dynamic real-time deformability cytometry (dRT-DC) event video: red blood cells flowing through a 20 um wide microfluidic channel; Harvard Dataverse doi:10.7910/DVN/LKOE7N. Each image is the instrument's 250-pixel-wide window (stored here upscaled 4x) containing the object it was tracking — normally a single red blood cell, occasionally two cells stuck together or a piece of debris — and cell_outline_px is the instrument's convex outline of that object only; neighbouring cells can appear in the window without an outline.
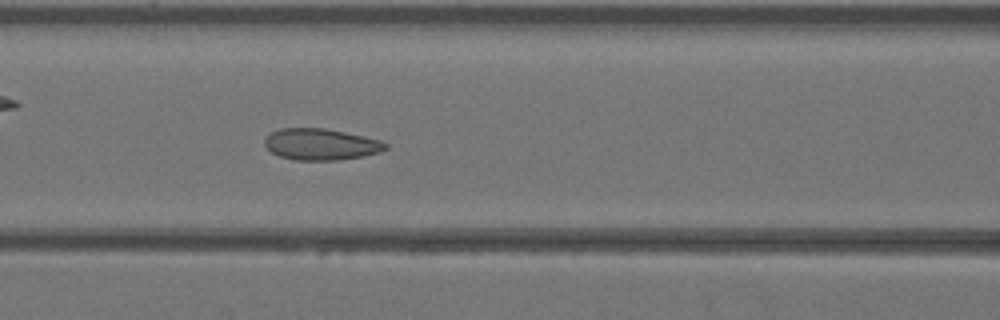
{"species": "Egyptian fruit bat (a non-hibernating species)", "species_latin": "Rousettus aegyptiacus", "temperature_condition": "warm", "stored_images_in_passage": 43, "camera_frame_rate_fps": 3000, "um_per_image_px": 0.085, "animal": {"sex": "female"}, "frame": {"image": 1, "passage_image": 19, "time_ms": 6.0, "image_size_px": [1000, 320], "cell_outline_px": [[388, 148], [380, 152], [364, 156], [336, 160], [296, 160], [280, 156], [272, 152], [264, 144], [264, 140], [272, 132], [280, 128], [324, 128], [364, 136], [380, 140], [388, 144]], "centroid_in_image_um": [27.3, 12.27], "position_along_channel_um": 139.3, "area_um2": 22.02}}
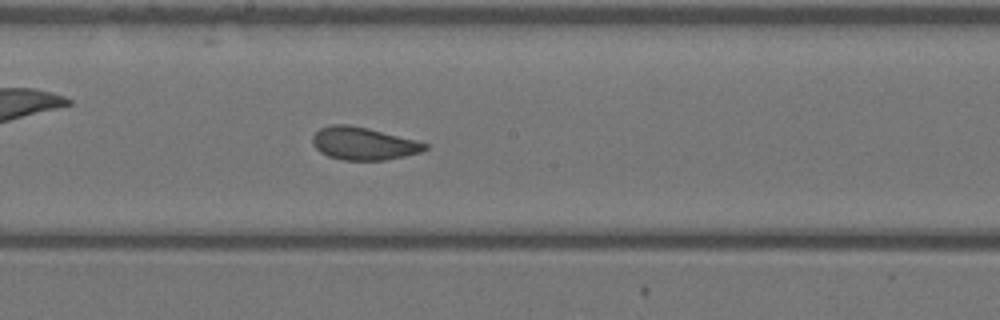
{"frame": {"image": 2, "passage_image": 24, "time_ms": 7.667, "image_size_px": [1000, 320], "cell_outline_px": [[428, 148], [420, 152], [404, 156], [384, 160], [344, 160], [328, 156], [320, 152], [312, 144], [312, 136], [320, 128], [332, 124], [348, 124], [368, 128], [416, 140], [428, 144]], "centroid_in_image_um": [30.87, 12.19], "position_along_channel_um": 217.3, "area_um2": 21.39}}
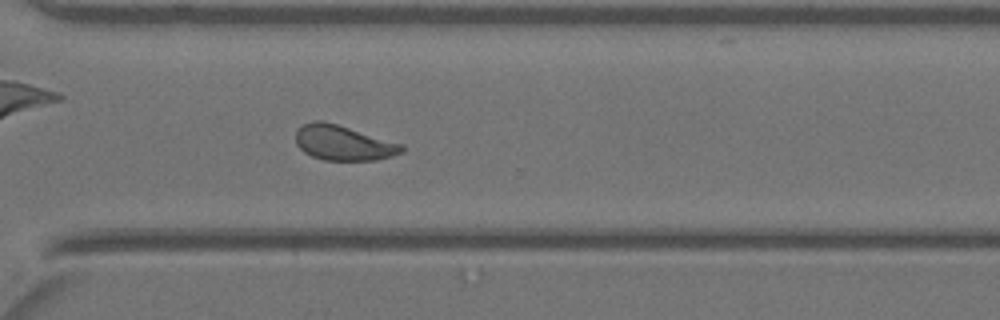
{"frame": {"image": 3, "passage_image": 32, "time_ms": 10.333, "image_size_px": [1000, 320], "cell_outline_px": [[404, 152], [392, 156], [376, 160], [324, 160], [312, 156], [304, 152], [296, 144], [296, 128], [312, 120], [324, 120], [404, 144]], "centroid_in_image_um": [29.18, 12.13], "position_along_channel_um": 341.4, "area_um2": 21.85}}